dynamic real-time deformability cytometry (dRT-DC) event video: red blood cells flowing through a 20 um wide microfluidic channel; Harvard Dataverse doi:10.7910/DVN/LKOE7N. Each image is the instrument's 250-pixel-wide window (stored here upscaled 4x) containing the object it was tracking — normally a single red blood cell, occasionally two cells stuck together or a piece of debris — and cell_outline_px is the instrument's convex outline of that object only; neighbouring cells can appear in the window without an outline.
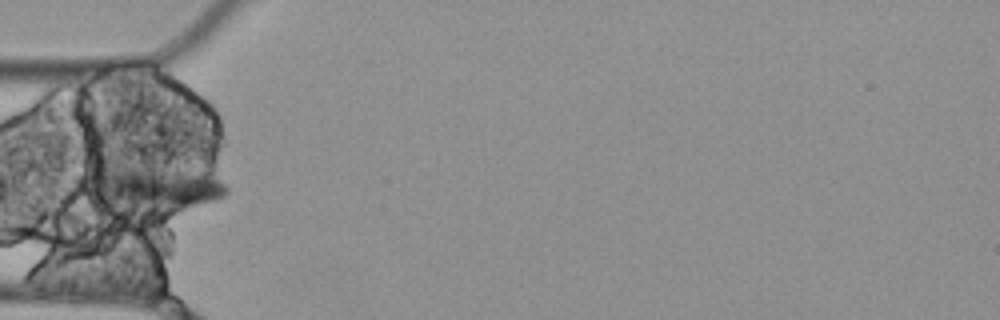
{"species": "Egyptian fruit bat (a non-hibernating species)", "species_latin": "Rousettus aegyptiacus", "temperature_condition": "cold", "stored_images_in_passage": 7, "segment_of_instrument_passage": [1, 2], "camera_frame_rate_fps": 3000, "um_per_image_px": 0.085, "animal": {"sex": "female"}, "frame": {"image": 1, "passage_image": 5, "time_ms": 1.333, "image_size_px": [1000, 320], "cell_outline_px": [[228, 192], [224, 196], [216, 200], [168, 216], [112, 208], [100, 200], [96, 196], [92, 184], [92, 172], [204, 172], [220, 180], [228, 188]], "centroid_in_image_um": [13.35, 16.22], "position_along_channel_um": 71.7, "area_um2": 33.7}}